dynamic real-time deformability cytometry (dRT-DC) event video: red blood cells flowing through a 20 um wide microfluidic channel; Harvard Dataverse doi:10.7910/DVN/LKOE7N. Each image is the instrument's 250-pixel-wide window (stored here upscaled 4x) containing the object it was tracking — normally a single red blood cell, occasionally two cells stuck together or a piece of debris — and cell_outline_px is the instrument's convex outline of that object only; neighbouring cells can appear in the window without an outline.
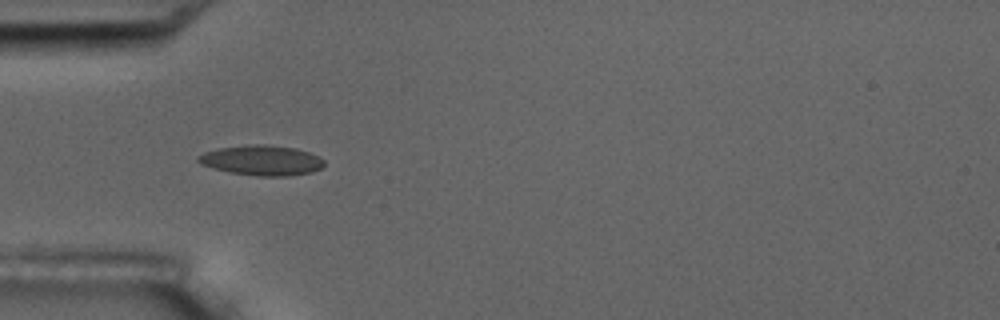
{"species": "common noctule bat (a hibernating species)", "species_latin": "Nyctalus noctula", "temperature_condition": "room temperature", "stored_images_in_passage": 7, "camera_frame_rate_fps": 3000, "um_per_image_px": 0.085, "animal": {"sex": "male", "body_mass_g": 17.5, "forearm_length_mm": 52.3}, "frame": {"image": 1, "passage_image": 5, "time_ms": 5.333, "image_size_px": [1000, 320], "cell_outline_px": [[324, 164], [320, 168], [312, 172], [288, 176], [256, 176], [228, 172], [212, 168], [200, 164], [196, 160], [196, 156], [204, 152], [220, 148], [248, 144], [264, 144], [296, 148], [308, 152], [324, 160]], "centroid_in_image_um": [22.2, 13.63], "position_along_channel_um": 62.8, "area_um2": 22.2}}